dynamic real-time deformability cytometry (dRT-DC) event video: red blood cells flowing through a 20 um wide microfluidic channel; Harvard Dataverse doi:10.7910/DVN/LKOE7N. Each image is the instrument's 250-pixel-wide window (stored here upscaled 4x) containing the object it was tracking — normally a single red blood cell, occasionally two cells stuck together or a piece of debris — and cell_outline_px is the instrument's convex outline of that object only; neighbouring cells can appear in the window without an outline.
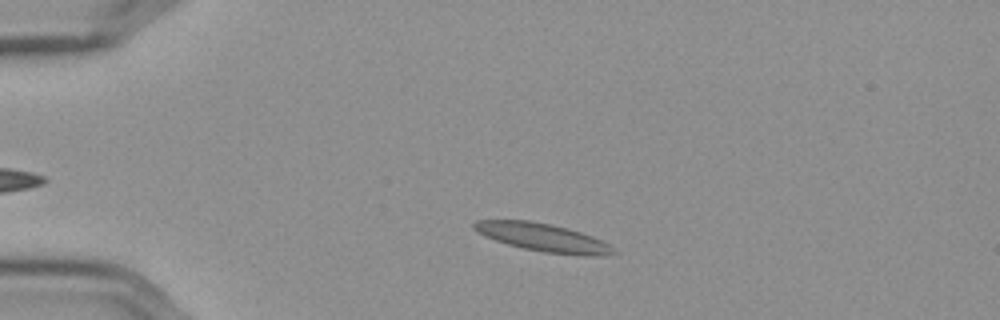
{"species": "Egyptian fruit bat (a non-hibernating species)", "species_latin": "Rousettus aegyptiacus", "temperature_condition": "cold", "stored_images_in_passage": 52, "camera_frame_rate_fps": 3000, "um_per_image_px": 0.085, "frame": {"image": 1, "passage_image": 8, "time_ms": 2.333, "image_size_px": [1000, 320], "cell_outline_px": [[616, 252], [596, 256], [588, 256], [544, 252], [524, 248], [508, 244], [484, 236], [472, 228], [472, 224], [476, 220], [528, 220], [568, 228], [592, 236], [616, 248]], "centroid_in_image_um": [46.12, 20.18], "position_along_channel_um": 38.9, "area_um2": 22.54}}
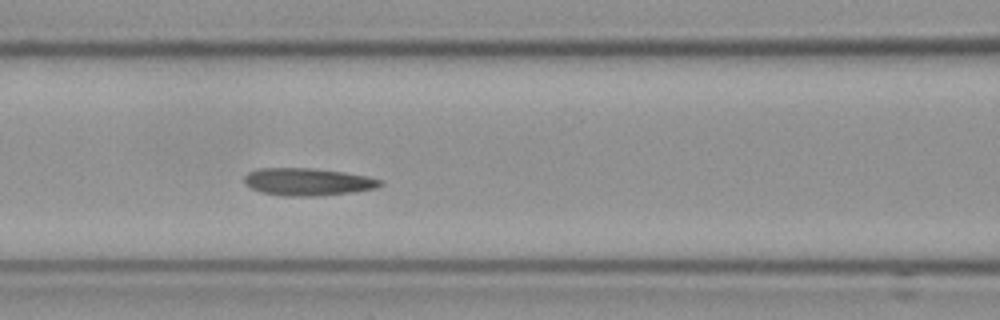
{"frame": {"image": 2, "passage_image": 20, "time_ms": 6.333, "image_size_px": [1000, 320], "cell_outline_px": [[384, 184], [376, 188], [348, 192], [312, 196], [284, 196], [260, 192], [244, 184], [244, 176], [248, 172], [256, 168], [312, 168], [344, 172], [364, 176], [380, 180]], "centroid_in_image_um": [26.07, 15.44], "position_along_channel_um": 140.5, "area_um2": 21.56}}
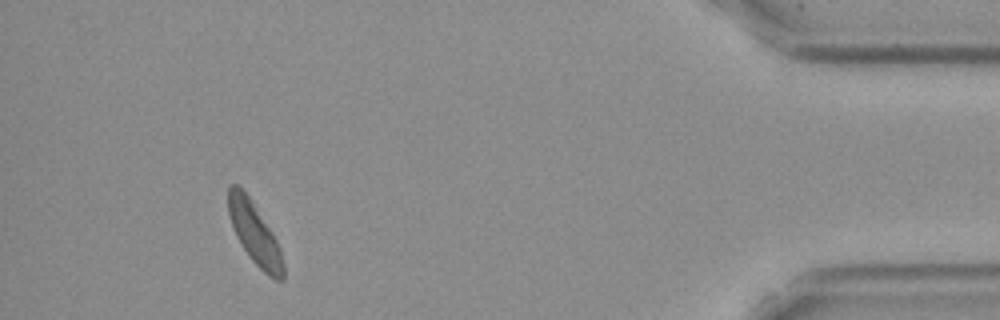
{"frame": {"image": 3, "passage_image": 48, "time_ms": 15.667, "image_size_px": [1000, 320], "cell_outline_px": [[284, 280], [276, 280], [268, 276], [252, 260], [236, 236], [228, 212], [228, 188], [232, 184], [236, 184], [248, 196], [272, 232], [280, 248], [284, 264]], "centroid_in_image_um": [21.66, 19.88], "position_along_channel_um": 413.5, "area_um2": 19.31}, "authors_computed_cell_mechanics": {"area_um2": 21.1548, "velocity_mm_per_s": 3.5293, "shape_relaxation_time_tau1_ms": 5.0638, "shape_relaxation_time_tau2_ms": 1.7994, "deformation_change_tau1": 0.153, "deformation_change_tau2": 0.0616}}